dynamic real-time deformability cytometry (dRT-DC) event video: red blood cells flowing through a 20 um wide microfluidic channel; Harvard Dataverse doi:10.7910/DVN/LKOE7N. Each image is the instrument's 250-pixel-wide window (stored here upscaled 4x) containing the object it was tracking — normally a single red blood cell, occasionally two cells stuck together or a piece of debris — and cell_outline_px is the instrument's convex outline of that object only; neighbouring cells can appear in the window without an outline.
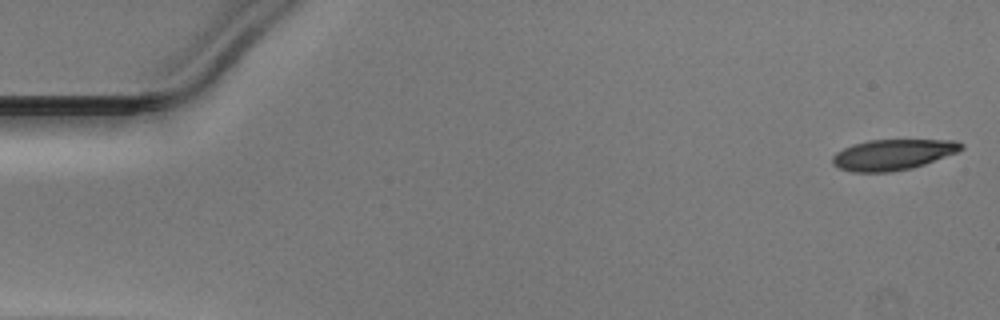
{"species": "Egyptian fruit bat (a non-hibernating species)", "species_latin": "Rousettus aegyptiacus", "temperature_condition": "warm", "stored_images_in_passage": 32, "camera_frame_rate_fps": 3000, "um_per_image_px": 0.085, "animal": {"sex": "male"}, "frame": {"image": 1, "passage_image": 1, "time_ms": 0.0, "image_size_px": [1000, 320], "cell_outline_px": [[964, 148], [956, 152], [924, 164], [912, 168], [888, 172], [852, 172], [840, 168], [832, 164], [832, 156], [836, 152], [852, 144], [868, 140], [956, 140], [964, 144]], "centroid_in_image_um": [75.87, 13.14], "position_along_channel_um": 9.1, "area_um2": 22.95}}
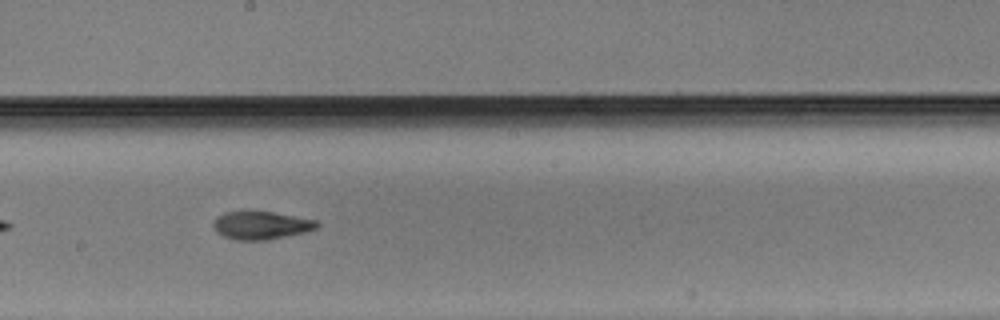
{"frame": {"image": 2, "passage_image": 14, "time_ms": 4.333, "image_size_px": [1000, 320], "cell_outline_px": [[320, 224], [316, 228], [308, 232], [268, 240], [236, 240], [224, 236], [216, 232], [212, 224], [216, 216], [224, 212], [240, 208], [256, 208], [316, 220]], "centroid_in_image_um": [22.15, 19.09], "position_along_channel_um": 226.0, "area_um2": 18.03}}
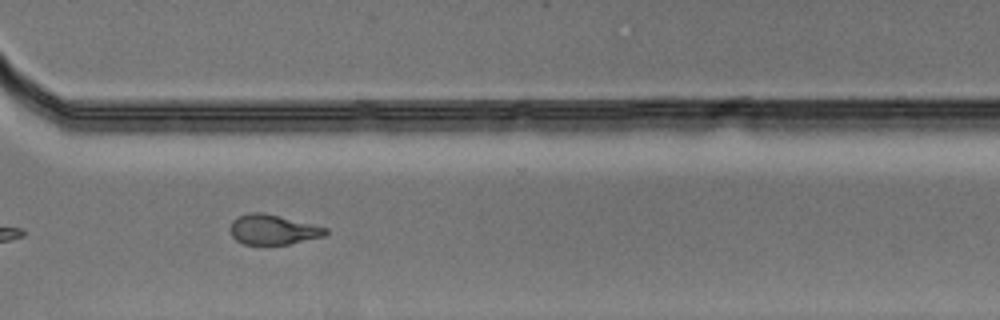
{"frame": {"image": 3, "passage_image": 23, "time_ms": 7.333, "image_size_px": [1000, 320], "cell_outline_px": [[328, 232], [324, 236], [288, 244], [264, 248], [244, 244], [236, 240], [232, 236], [228, 228], [232, 220], [240, 216], [252, 212], [264, 212], [328, 228]], "centroid_in_image_um": [23.15, 19.56], "position_along_channel_um": 347.4, "area_um2": 17.22}}